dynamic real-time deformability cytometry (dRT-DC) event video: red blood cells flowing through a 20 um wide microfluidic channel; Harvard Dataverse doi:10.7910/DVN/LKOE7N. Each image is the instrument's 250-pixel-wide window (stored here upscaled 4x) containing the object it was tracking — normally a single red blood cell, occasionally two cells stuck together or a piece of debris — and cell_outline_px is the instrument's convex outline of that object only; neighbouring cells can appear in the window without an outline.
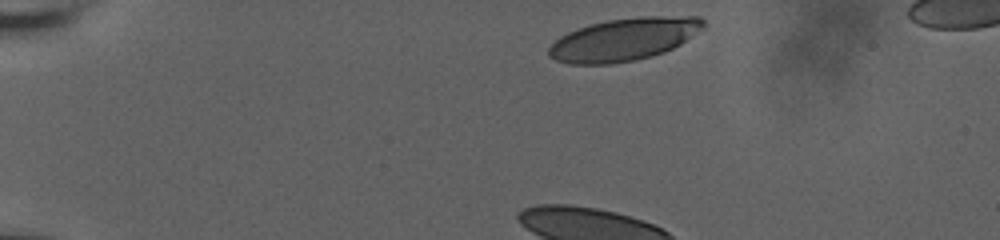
{"species": "human", "species_latin": "Homo sapiens", "temperature_condition": "room temperature", "stored_images_in_passage": 10, "camera_frame_rate_fps": 3000, "um_per_image_px": 0.085, "donor": {"sex": "male"}, "frame": {"image": 1, "passage_image": 1, "time_ms": 0.0, "image_size_px": [1000, 240], "cell_outline_px": [[704, 28], [680, 44], [664, 52], [652, 56], [636, 60], [612, 64], [568, 64], [556, 60], [548, 56], [548, 48], [560, 36], [568, 32], [588, 24], [608, 20], [640, 16], [700, 16], [704, 20]], "centroid_in_image_um": [53.03, 3.34], "position_along_channel_um": 32.0, "area_um2": 38.55}}
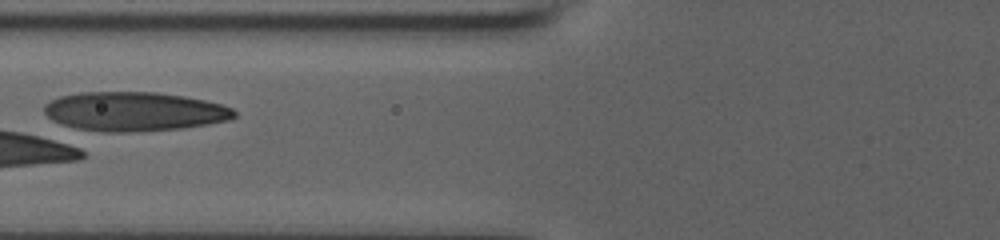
{"frame": {"image": 2, "passage_image": 6, "time_ms": 1.667, "image_size_px": [1000, 240], "cell_outline_px": [[236, 116], [228, 120], [208, 124], [184, 128], [124, 132], [100, 132], [68, 128], [52, 120], [44, 112], [44, 104], [60, 96], [80, 92], [156, 92], [184, 96], [204, 100], [220, 104], [232, 108], [236, 112]], "centroid_in_image_um": [11.36, 9.48], "position_along_channel_um": 114.4, "area_um2": 43.64}}